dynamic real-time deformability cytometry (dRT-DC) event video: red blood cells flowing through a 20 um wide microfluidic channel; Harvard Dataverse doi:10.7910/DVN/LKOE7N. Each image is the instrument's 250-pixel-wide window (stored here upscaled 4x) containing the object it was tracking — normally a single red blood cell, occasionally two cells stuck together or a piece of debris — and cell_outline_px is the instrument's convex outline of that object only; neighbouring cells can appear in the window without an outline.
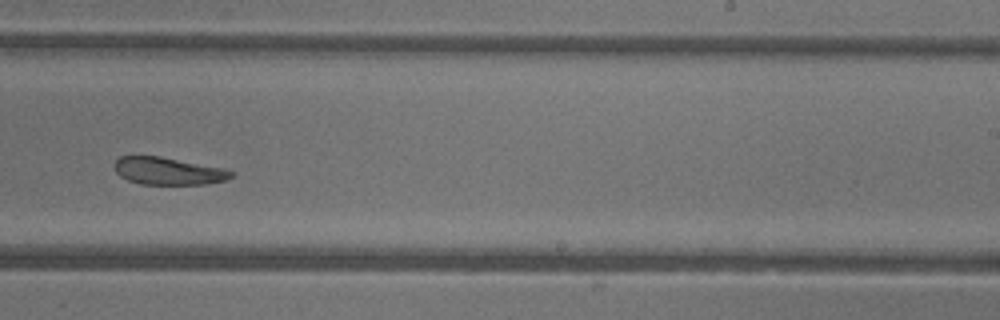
{"species": "common noctule bat (a hibernating species)", "species_latin": "Nyctalus noctula", "temperature_condition": "warm", "stored_images_in_passage": 34, "camera_frame_rate_fps": 3000, "um_per_image_px": 0.085, "animal": {"sex": "female"}, "frame": {"image": 1, "passage_image": 20, "time_ms": 6.333, "image_size_px": [1000, 320], "cell_outline_px": [[236, 172], [232, 176], [224, 180], [204, 184], [140, 184], [128, 180], [120, 176], [116, 172], [112, 164], [120, 156], [160, 156], [224, 168]], "centroid_in_image_um": [14.27, 14.53], "position_along_channel_um": 274.7, "area_um2": 18.67}, "authors_computed_cell_mechanics": {"area_um2": 21.0681, "velocity_mm_per_s": 4.3324, "shape_relaxation_time_tau1_ms": 7.6587, "shape_relaxation_time_tau2_ms": 4.5731, "deformation_change_tau1": 0.2025, "deformation_change_tau2": 0.13}}